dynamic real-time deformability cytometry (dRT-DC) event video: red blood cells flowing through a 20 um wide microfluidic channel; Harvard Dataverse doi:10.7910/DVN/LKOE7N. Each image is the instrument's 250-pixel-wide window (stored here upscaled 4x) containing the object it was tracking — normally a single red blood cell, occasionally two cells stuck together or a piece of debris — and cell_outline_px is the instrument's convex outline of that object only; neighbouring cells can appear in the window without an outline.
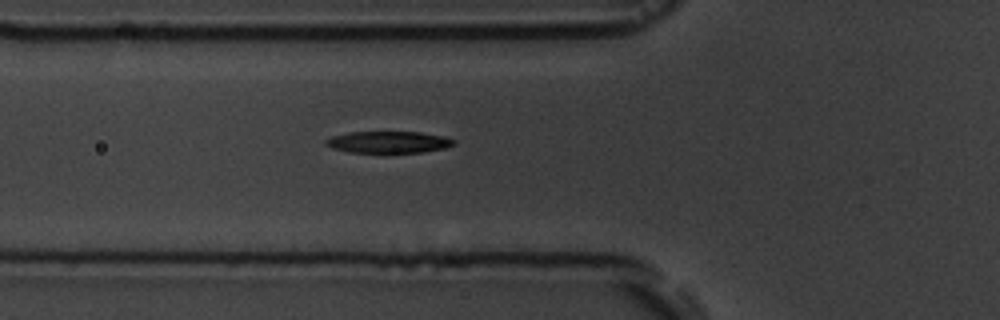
{"species": "common noctule bat (a hibernating species)", "species_latin": "Nyctalus noctula", "temperature_condition": "room temperature", "stored_images_in_passage": 3, "camera_frame_rate_fps": 3000, "um_per_image_px": 0.085, "animal": {"sex": "male", "body_mass_g": 19.5, "forearm_length_mm": 54.6}, "frame": {"image": 1, "passage_image": 3, "time_ms": 2.333, "image_size_px": [1000, 320], "cell_outline_px": [[456, 144], [444, 148], [424, 152], [388, 156], [348, 152], [332, 148], [324, 144], [324, 140], [332, 136], [348, 132], [420, 132], [444, 136], [456, 140]], "centroid_in_image_um": [33.01, 12.13], "position_along_channel_um": 92.8, "area_um2": 17.34}}